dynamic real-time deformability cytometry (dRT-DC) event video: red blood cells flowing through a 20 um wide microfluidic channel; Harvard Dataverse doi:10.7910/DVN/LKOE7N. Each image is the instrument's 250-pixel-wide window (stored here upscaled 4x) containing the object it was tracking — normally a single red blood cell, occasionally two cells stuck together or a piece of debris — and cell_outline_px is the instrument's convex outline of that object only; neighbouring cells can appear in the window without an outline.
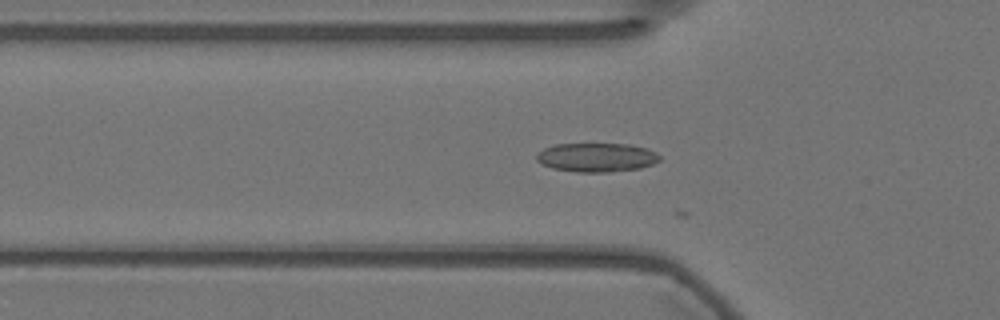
{"species": "Egyptian fruit bat (a non-hibernating species)", "species_latin": "Rousettus aegyptiacus", "temperature_condition": "warm", "stored_images_in_passage": 37, "camera_frame_rate_fps": 3000, "um_per_image_px": 0.085, "animal": {"sex": "female"}, "frame": {"image": 1, "passage_image": 18, "time_ms": 5.667, "image_size_px": [1000, 320], "cell_outline_px": [[660, 160], [652, 164], [640, 168], [608, 172], [576, 172], [552, 168], [536, 160], [536, 156], [544, 148], [556, 144], [628, 144], [644, 148], [656, 152], [660, 156]], "centroid_in_image_um": [50.72, 13.38], "position_along_channel_um": 75.1, "area_um2": 20.58}}
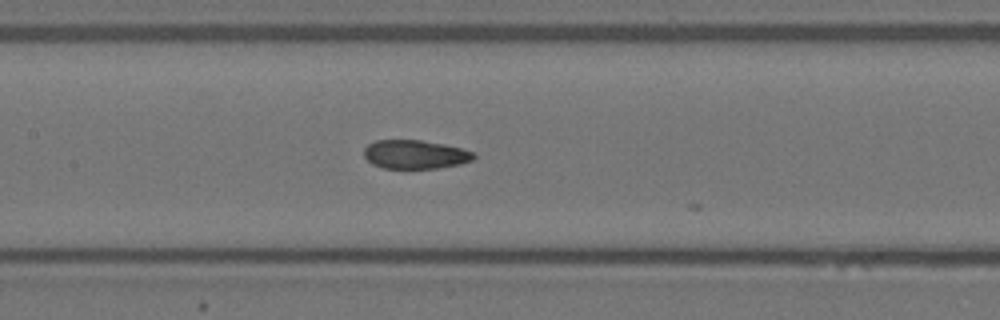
{"frame": {"image": 2, "passage_image": 26, "time_ms": 8.333, "image_size_px": [1000, 320], "cell_outline_px": [[476, 156], [472, 160], [460, 164], [436, 168], [384, 168], [372, 164], [364, 156], [364, 148], [368, 144], [376, 140], [420, 140], [444, 144], [476, 152]], "centroid_in_image_um": [35.29, 13.12], "position_along_channel_um": 172.1, "area_um2": 18.38}}
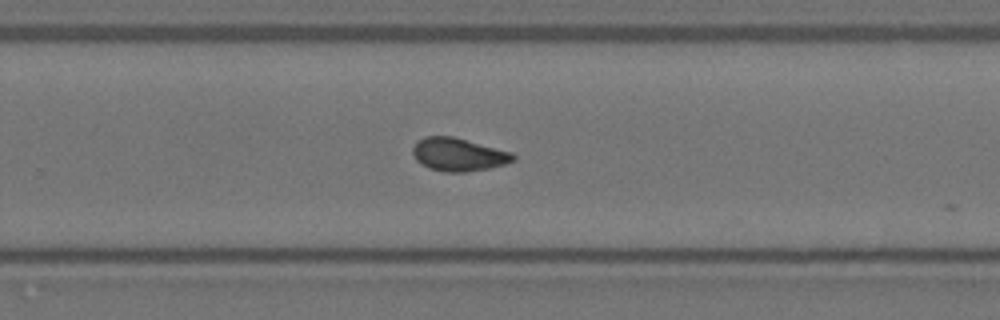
{"frame": {"image": 3, "passage_image": 36, "time_ms": 11.667, "image_size_px": [1000, 320], "cell_outline_px": [[516, 160], [504, 164], [488, 168], [464, 172], [444, 172], [428, 168], [420, 164], [416, 160], [412, 152], [412, 148], [416, 140], [424, 136], [452, 136], [512, 152], [516, 156]], "centroid_in_image_um": [38.93, 13.13], "position_along_channel_um": 290.9, "area_um2": 19.48}}